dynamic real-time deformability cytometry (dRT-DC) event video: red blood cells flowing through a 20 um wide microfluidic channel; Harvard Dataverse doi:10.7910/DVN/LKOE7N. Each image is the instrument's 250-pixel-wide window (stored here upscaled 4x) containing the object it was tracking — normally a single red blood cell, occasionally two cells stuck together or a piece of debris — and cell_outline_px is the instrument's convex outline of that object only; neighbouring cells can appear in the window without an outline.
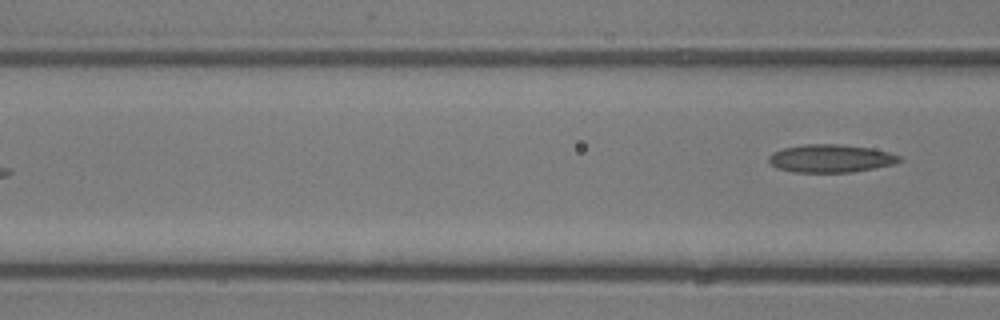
{"species": "common noctule bat (a hibernating species)", "species_latin": "Nyctalus noctula", "temperature_condition": "room temperature", "stored_images_in_passage": 3, "camera_frame_rate_fps": 3000, "um_per_image_px": 0.085, "animal": {"sex": "male", "body_mass_g": 13.3}, "frame": {"image": 1, "passage_image": 3, "time_ms": 2.333, "image_size_px": [1000, 320], "cell_outline_px": [[904, 160], [892, 164], [852, 172], [796, 172], [776, 168], [768, 164], [768, 156], [772, 152], [784, 148], [804, 144], [840, 144], [872, 148], [888, 152], [900, 156]], "centroid_in_image_um": [70.57, 13.46], "position_along_channel_um": 96.0, "area_um2": 21.33}}